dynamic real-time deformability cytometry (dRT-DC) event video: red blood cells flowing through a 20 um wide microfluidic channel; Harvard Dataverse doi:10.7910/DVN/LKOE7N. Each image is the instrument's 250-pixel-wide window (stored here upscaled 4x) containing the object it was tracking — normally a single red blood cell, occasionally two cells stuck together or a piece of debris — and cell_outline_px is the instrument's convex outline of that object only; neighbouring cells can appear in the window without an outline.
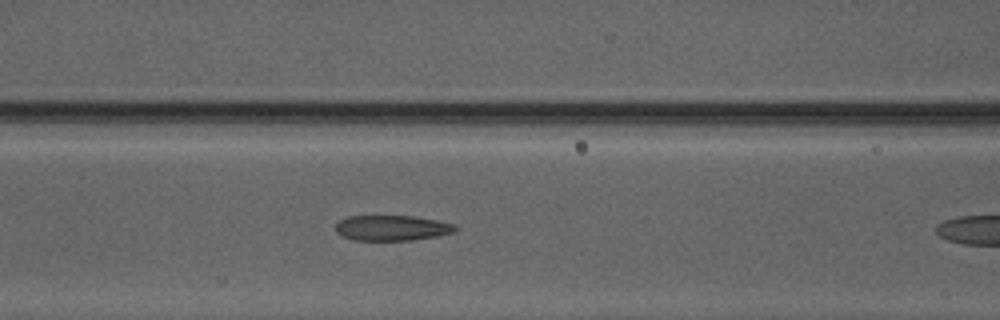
{"species": "Egyptian fruit bat (a non-hibernating species)", "species_latin": "Rousettus aegyptiacus", "temperature_condition": "warm", "stored_images_in_passage": 10, "camera_frame_rate_fps": 3000, "um_per_image_px": 0.085, "animal": {"sex": "male"}, "frame": {"image": 1, "passage_image": 9, "time_ms": 2.667, "image_size_px": [1000, 320], "cell_outline_px": [[460, 228], [456, 232], [436, 236], [412, 240], [352, 240], [336, 232], [336, 224], [340, 220], [348, 216], [412, 216], [436, 220], [456, 224]], "centroid_in_image_um": [33.36, 19.37], "position_along_channel_um": 133.2, "area_um2": 17.74}}